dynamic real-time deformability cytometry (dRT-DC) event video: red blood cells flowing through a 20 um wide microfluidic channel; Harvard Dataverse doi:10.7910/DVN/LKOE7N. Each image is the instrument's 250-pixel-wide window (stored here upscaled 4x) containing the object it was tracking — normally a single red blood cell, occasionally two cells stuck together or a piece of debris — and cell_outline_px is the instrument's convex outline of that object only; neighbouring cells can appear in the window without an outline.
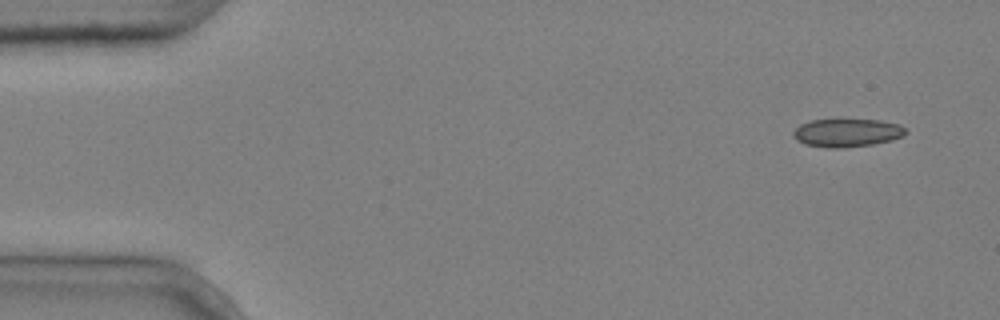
{"species": "common noctule bat (a hibernating species)", "species_latin": "Nyctalus noctula", "temperature_condition": "cold", "stored_images_in_passage": 4, "camera_frame_rate_fps": 3000, "um_per_image_px": 0.085, "animal": {"sex": "male", "body_mass_g": 20.4}, "frame": {"image": 1, "passage_image": 1, "time_ms": 0.0, "image_size_px": [1000, 320], "cell_outline_px": [[908, 132], [904, 136], [892, 140], [872, 144], [844, 148], [828, 148], [804, 144], [796, 140], [792, 136], [792, 132], [800, 124], [812, 120], [880, 120], [900, 124]], "centroid_in_image_um": [71.99, 11.29], "position_along_channel_um": 13.0, "area_um2": 18.55}}
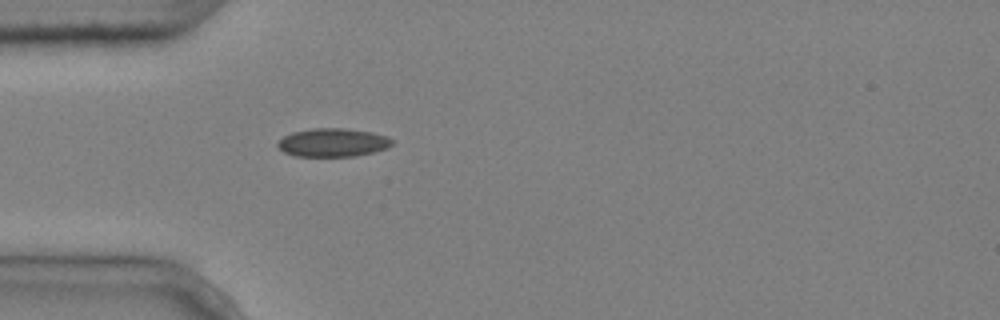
{"frame": {"image": 2, "passage_image": 4, "time_ms": 1.0, "image_size_px": [1000, 320], "cell_outline_px": [[392, 144], [388, 148], [356, 156], [296, 156], [284, 152], [276, 144], [284, 136], [292, 132], [312, 128], [344, 128], [372, 132], [388, 136], [392, 140]], "centroid_in_image_um": [28.3, 12.11], "position_along_channel_um": 56.7, "area_um2": 18.9}}